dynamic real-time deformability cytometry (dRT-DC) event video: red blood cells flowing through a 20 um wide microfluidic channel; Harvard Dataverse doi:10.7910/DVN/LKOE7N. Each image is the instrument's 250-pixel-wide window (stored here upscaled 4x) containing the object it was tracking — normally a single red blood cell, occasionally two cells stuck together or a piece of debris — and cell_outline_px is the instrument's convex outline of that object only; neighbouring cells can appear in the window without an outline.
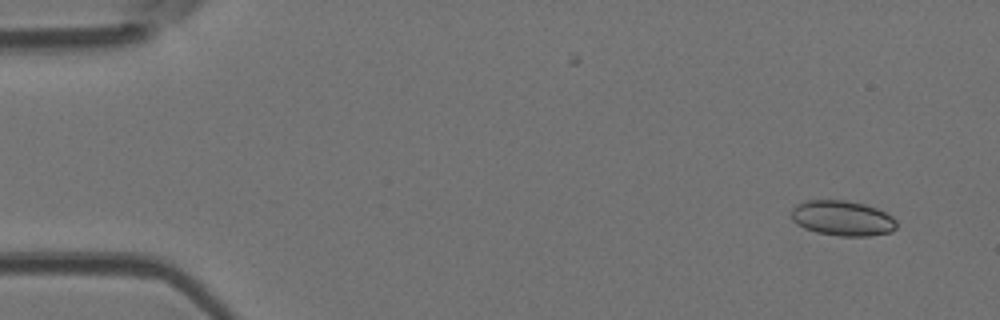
{"species": "Egyptian fruit bat (a non-hibernating species)", "species_latin": "Rousettus aegyptiacus", "temperature_condition": "room temperature", "stored_images_in_passage": 9, "camera_frame_rate_fps": 3000, "um_per_image_px": 0.085, "animal": {"sex": "female"}, "frame": {"image": 1, "passage_image": 4, "time_ms": 1.0, "image_size_px": [1000, 320], "cell_outline_px": [[896, 228], [892, 232], [868, 236], [840, 236], [816, 232], [804, 228], [796, 224], [792, 220], [792, 208], [796, 204], [804, 200], [844, 200], [864, 204], [876, 208], [892, 216], [896, 220]], "centroid_in_image_um": [71.59, 18.55], "position_along_channel_um": 13.4, "area_um2": 21.68}}